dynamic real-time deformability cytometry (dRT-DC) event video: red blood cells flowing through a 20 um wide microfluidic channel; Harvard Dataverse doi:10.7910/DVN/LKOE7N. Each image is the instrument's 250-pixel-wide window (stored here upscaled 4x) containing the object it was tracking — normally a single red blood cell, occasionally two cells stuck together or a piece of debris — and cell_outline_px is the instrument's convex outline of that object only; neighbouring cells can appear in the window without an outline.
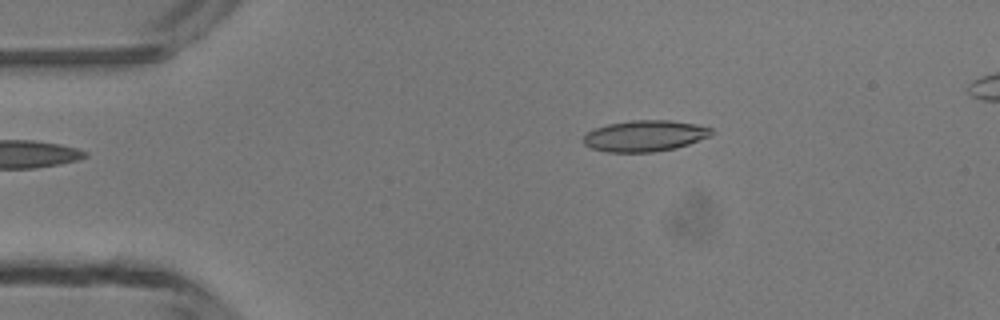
{"species": "common noctule bat (a hibernating species)", "species_latin": "Nyctalus noctula", "temperature_condition": "room temperature", "stored_images_in_passage": 3, "camera_frame_rate_fps": 3000, "um_per_image_px": 0.085, "animal": {"sex": "male", "body_mass_g": 13.3}, "frame": {"image": 1, "passage_image": 1, "time_ms": 0.0, "image_size_px": [1000, 320], "cell_outline_px": [[712, 132], [708, 136], [688, 144], [676, 148], [652, 152], [608, 152], [592, 148], [584, 144], [584, 136], [588, 132], [596, 128], [608, 124], [632, 120], [668, 120], [696, 124], [712, 128]], "centroid_in_image_um": [54.8, 11.55], "position_along_channel_um": 30.2, "area_um2": 22.95}}